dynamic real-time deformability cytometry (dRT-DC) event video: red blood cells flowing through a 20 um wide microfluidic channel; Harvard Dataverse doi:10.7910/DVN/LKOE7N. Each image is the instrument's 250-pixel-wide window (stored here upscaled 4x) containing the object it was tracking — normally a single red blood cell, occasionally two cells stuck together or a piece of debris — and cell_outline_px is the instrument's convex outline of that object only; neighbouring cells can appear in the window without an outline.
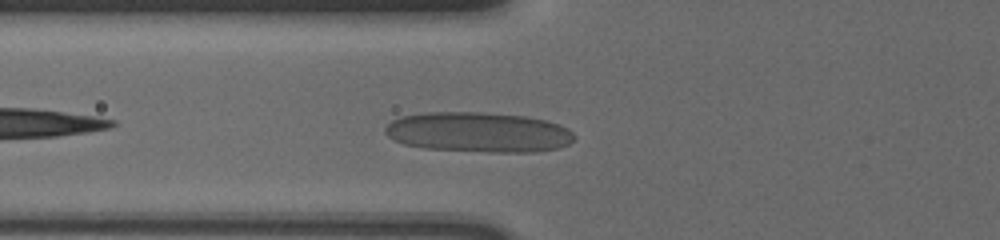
{"species": "human", "species_latin": "Homo sapiens", "temperature_condition": "cold", "stored_images_in_passage": 35, "camera_frame_rate_fps": 3000, "um_per_image_px": 0.085, "donor": {"sex": "male"}, "frame": {"image": 1, "passage_image": 4, "time_ms": 1.0, "image_size_px": [1000, 240], "cell_outline_px": [[576, 136], [568, 144], [560, 148], [532, 152], [488, 152], [424, 148], [404, 144], [388, 136], [384, 132], [384, 128], [392, 120], [400, 116], [424, 112], [480, 112], [524, 116], [548, 120], [560, 124], [568, 128]], "centroid_in_image_um": [40.68, 11.23], "position_along_channel_um": 85.1, "area_um2": 44.45}}
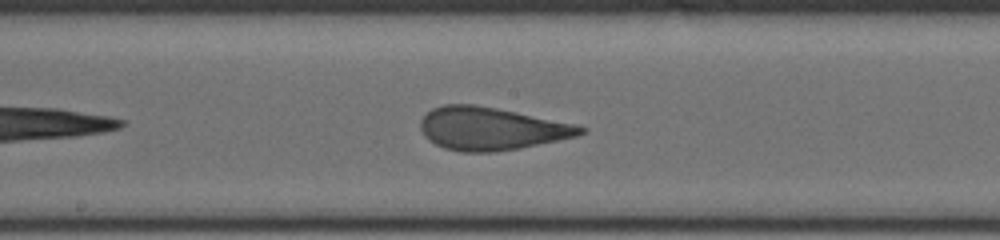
{"frame": {"image": 2, "passage_image": 14, "time_ms": 4.333, "image_size_px": [1000, 240], "cell_outline_px": [[588, 128], [584, 132], [576, 136], [520, 148], [496, 152], [464, 152], [444, 148], [428, 140], [424, 136], [420, 128], [420, 120], [432, 108], [444, 104], [472, 104], [496, 108], [576, 124]], "centroid_in_image_um": [41.72, 10.93], "position_along_channel_um": 206.5, "area_um2": 39.77}}
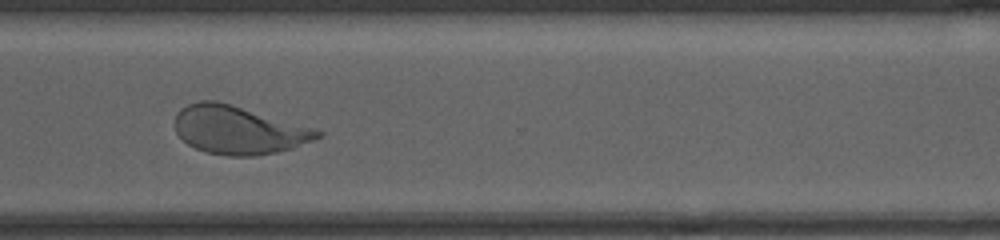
{"frame": {"image": 3, "passage_image": 26, "time_ms": 8.333, "image_size_px": [1000, 240], "cell_outline_px": [[324, 136], [292, 148], [276, 152], [252, 156], [228, 156], [204, 152], [188, 144], [176, 132], [176, 112], [180, 108], [188, 104], [200, 100], [216, 100], [232, 104], [316, 128], [324, 132]], "centroid_in_image_um": [20.3, 11.04], "position_along_channel_um": 350.3, "area_um2": 40.29}, "authors_computed_cell_mechanics": {"area_um2": 39.4196, "velocity_mm_per_s": 3.6186, "shape_relaxation_time_tau1_ms": 8.4119, "shape_relaxation_time_tau2_ms": 0.8161, "deformation_change_tau1": 0.2485, "deformation_change_tau2": 0.0972}}